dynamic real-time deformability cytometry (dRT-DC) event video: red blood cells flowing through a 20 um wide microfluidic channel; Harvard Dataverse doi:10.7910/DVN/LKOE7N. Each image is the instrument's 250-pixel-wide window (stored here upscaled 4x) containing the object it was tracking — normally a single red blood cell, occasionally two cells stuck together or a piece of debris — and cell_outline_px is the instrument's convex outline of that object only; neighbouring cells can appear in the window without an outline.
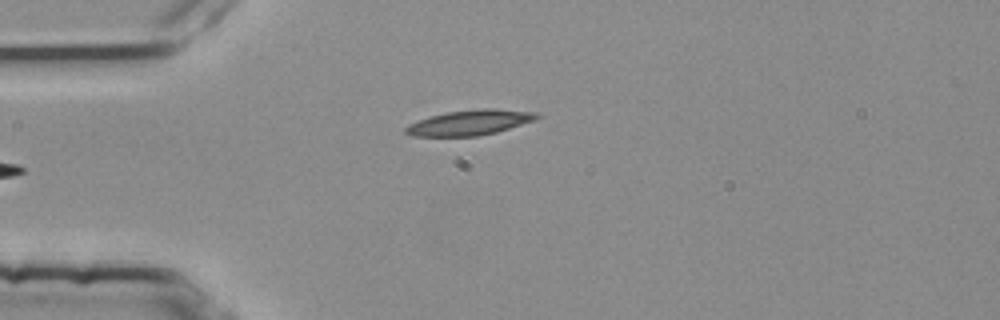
{"species": "common noctule bat (a hibernating species)", "species_latin": "Nyctalus noctula", "temperature_condition": "room temperature", "stored_images_in_passage": 5, "camera_frame_rate_fps": 3000, "um_per_image_px": 0.085, "animal": {"sex": "female", "body_mass_g": 25.1}, "frame": {"image": 1, "passage_image": 5, "time_ms": 1.333, "image_size_px": [1000, 320], "cell_outline_px": [[544, 116], [536, 120], [496, 132], [476, 136], [412, 136], [404, 132], [404, 128], [408, 124], [432, 116], [448, 112], [480, 108], [496, 108], [536, 112]], "centroid_in_image_um": [39.99, 10.41], "position_along_channel_um": 45.0, "area_um2": 19.31}}